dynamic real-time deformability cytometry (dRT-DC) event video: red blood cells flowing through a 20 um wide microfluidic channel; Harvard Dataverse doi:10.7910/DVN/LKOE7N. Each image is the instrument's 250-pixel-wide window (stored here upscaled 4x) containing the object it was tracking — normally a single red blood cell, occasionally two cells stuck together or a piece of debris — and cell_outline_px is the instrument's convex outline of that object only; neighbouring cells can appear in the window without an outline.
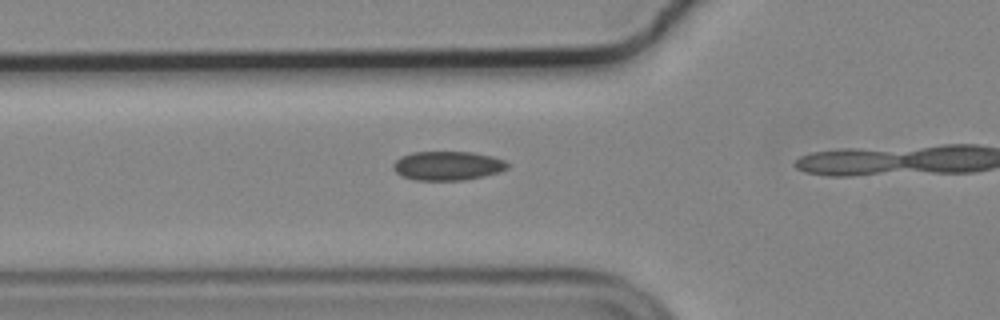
{"species": "common noctule bat (a hibernating species)", "species_latin": "Nyctalus noctula", "temperature_condition": "cold", "stored_images_in_passage": 11, "camera_frame_rate_fps": 3000, "um_per_image_px": 0.085, "animal": {"sex": "male", "body_mass_g": 19.2, "forearm_length_mm": 51.8}, "frame": {"image": 1, "passage_image": 10, "time_ms": 3.0, "image_size_px": [1000, 320], "cell_outline_px": [[508, 168], [500, 172], [484, 176], [464, 180], [416, 180], [404, 176], [396, 172], [392, 168], [392, 164], [400, 156], [412, 152], [472, 152], [492, 156], [504, 160], [508, 164]], "centroid_in_image_um": [38.05, 14.08], "position_along_channel_um": 87.8, "area_um2": 19.36}}